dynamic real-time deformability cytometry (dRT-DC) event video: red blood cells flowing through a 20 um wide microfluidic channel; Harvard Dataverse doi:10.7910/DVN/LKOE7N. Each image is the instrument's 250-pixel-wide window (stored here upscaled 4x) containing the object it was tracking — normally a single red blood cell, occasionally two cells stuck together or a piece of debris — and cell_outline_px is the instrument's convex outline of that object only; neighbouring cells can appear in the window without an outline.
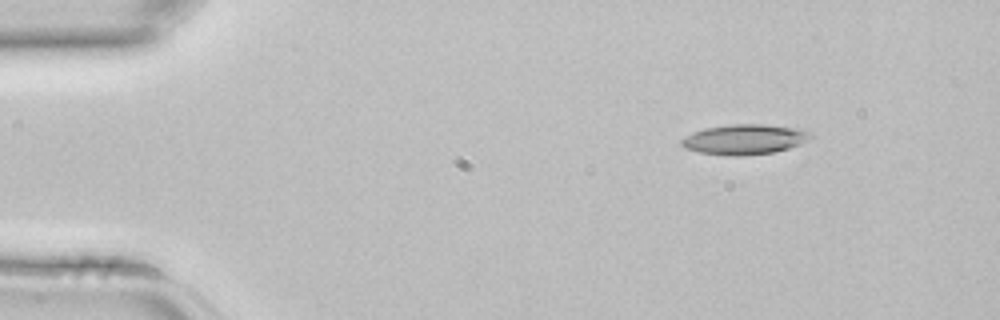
{"species": "common noctule bat (a hibernating species)", "species_latin": "Nyctalus noctula", "temperature_condition": "room temperature", "stored_images_in_passage": 4, "segment_of_instrument_passage": [1, 2], "camera_frame_rate_fps": 3000, "um_per_image_px": 0.085, "animal": {"sex": "female", "body_mass_g": 22.7, "forearm_length_mm": 54.2}, "frame": {"image": 1, "passage_image": 1, "time_ms": 0.0, "image_size_px": [1000, 320], "cell_outline_px": [[812, 136], [800, 144], [788, 148], [772, 152], [736, 156], [732, 156], [700, 152], [684, 148], [680, 144], [680, 140], [684, 136], [692, 132], [704, 128], [732, 124], [768, 124], [804, 128]], "centroid_in_image_um": [63.26, 11.82], "position_along_channel_um": 21.7, "area_um2": 22.72}}
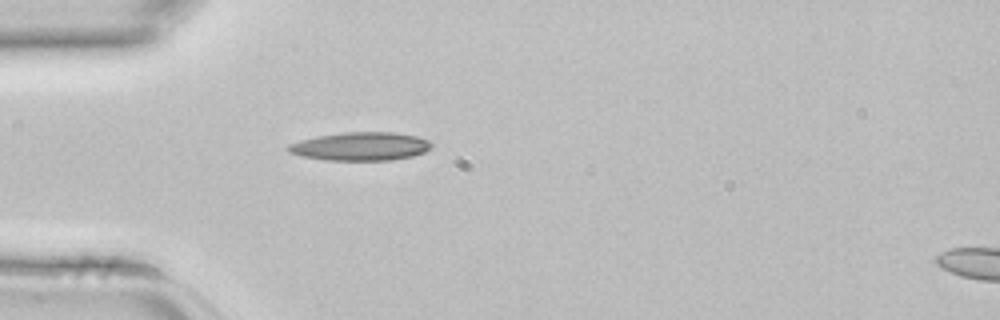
{"frame": {"image": 2, "passage_image": 3, "time_ms": 0.667, "image_size_px": [1000, 320], "cell_outline_px": [[432, 148], [424, 152], [412, 156], [392, 160], [324, 160], [300, 156], [288, 152], [288, 144], [300, 140], [316, 136], [344, 132], [396, 132], [416, 136], [428, 140], [432, 144]], "centroid_in_image_um": [30.64, 12.44], "position_along_channel_um": 54.4, "area_um2": 23.81}}